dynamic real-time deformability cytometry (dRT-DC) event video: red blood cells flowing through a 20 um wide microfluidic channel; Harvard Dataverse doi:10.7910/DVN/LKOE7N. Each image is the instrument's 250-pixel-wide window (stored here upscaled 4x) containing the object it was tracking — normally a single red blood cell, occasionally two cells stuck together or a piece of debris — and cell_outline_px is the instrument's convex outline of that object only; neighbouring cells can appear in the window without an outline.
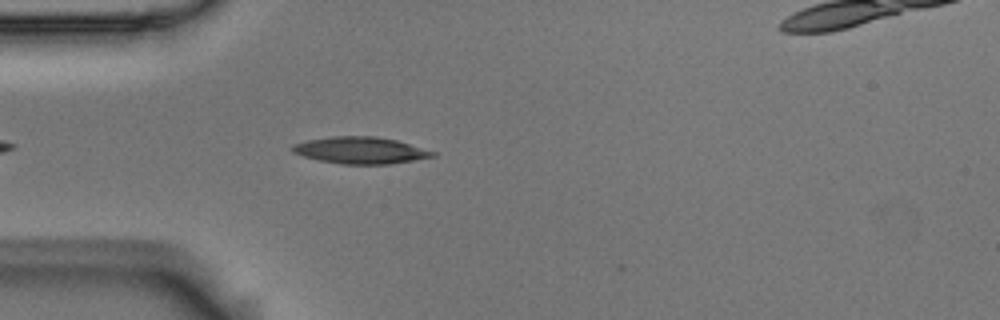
{"species": "Egyptian fruit bat (a non-hibernating species)", "species_latin": "Rousettus aegyptiacus", "temperature_condition": "room temperature", "stored_images_in_passage": 8, "camera_frame_rate_fps": 3000, "um_per_image_px": 0.085, "animal": {"sex": "male"}, "frame": {"image": 1, "passage_image": 1, "time_ms": 0.0, "image_size_px": [1000, 320], "cell_outline_px": [[436, 156], [392, 164], [344, 164], [320, 160], [304, 156], [292, 152], [292, 144], [308, 140], [332, 136], [376, 136], [396, 140], [436, 152]], "centroid_in_image_um": [30.65, 12.77], "position_along_channel_um": 54.3, "area_um2": 21.73}}
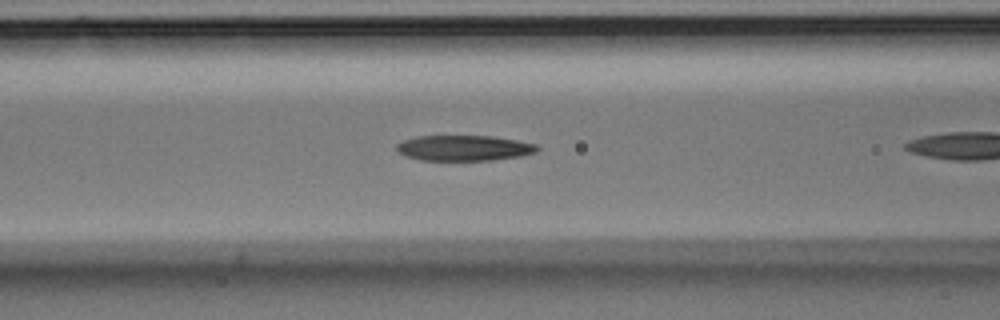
{"frame": {"image": 2, "passage_image": 4, "time_ms": 1.0, "image_size_px": [1000, 320], "cell_outline_px": [[540, 148], [536, 152], [520, 156], [492, 160], [420, 160], [404, 156], [396, 152], [396, 144], [404, 140], [416, 136], [492, 136], [516, 140], [536, 144]], "centroid_in_image_um": [39.4, 12.58], "position_along_channel_um": 127.2, "area_um2": 20.98}}
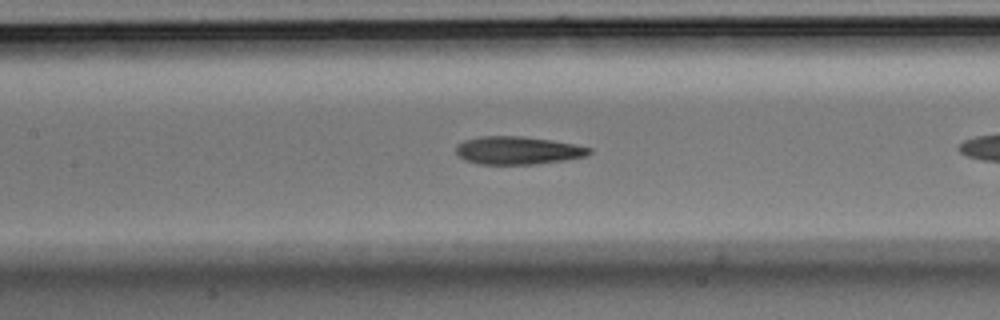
{"frame": {"image": 3, "passage_image": 7, "time_ms": 2.0, "image_size_px": [1000, 320], "cell_outline_px": [[592, 152], [584, 156], [564, 160], [536, 164], [480, 164], [464, 160], [456, 152], [456, 144], [464, 140], [480, 136], [524, 136], [552, 140], [592, 148]], "centroid_in_image_um": [43.98, 12.78], "position_along_channel_um": 163.4, "area_um2": 21.68}}